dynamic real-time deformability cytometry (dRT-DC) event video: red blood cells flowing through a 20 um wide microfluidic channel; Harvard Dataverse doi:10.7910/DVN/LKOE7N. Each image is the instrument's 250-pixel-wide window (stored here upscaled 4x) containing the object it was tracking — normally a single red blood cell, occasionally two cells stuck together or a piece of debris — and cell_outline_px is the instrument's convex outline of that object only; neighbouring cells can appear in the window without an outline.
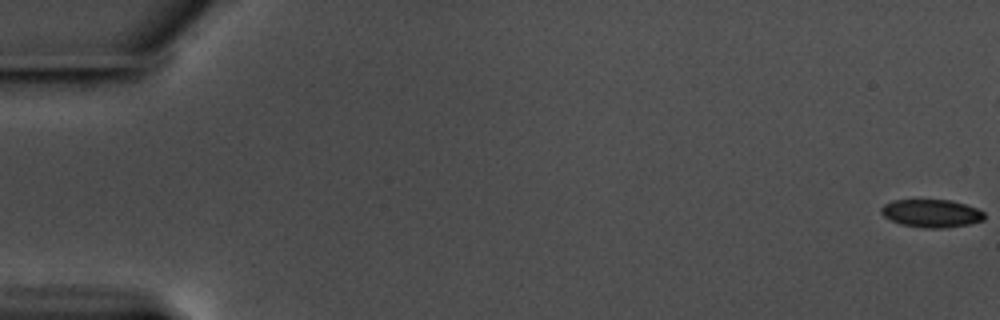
{"species": "common noctule bat (a hibernating species)", "species_latin": "Nyctalus noctula", "temperature_condition": "warm", "stored_images_in_passage": 57, "camera_frame_rate_fps": 3000, "um_per_image_px": 0.085, "animal": {"sex": "male", "body_mass_g": 17.5, "forearm_length_mm": 52.3}, "frame": {"image": 1, "passage_image": 1, "time_ms": 0.0, "image_size_px": [1000, 320], "cell_outline_px": [[984, 220], [968, 224], [944, 228], [924, 228], [900, 224], [884, 216], [880, 212], [880, 208], [884, 204], [892, 200], [952, 200], [976, 208], [984, 212]], "centroid_in_image_um": [79.15, 18.13], "position_along_channel_um": 5.8, "area_um2": 16.76}}
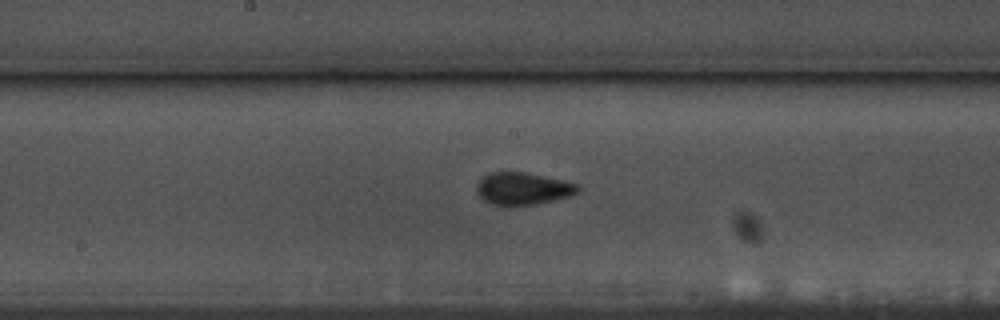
{"frame": {"image": 2, "passage_image": 32, "time_ms": 10.333, "image_size_px": [1000, 320], "cell_outline_px": [[580, 192], [568, 196], [536, 204], [516, 208], [508, 208], [492, 204], [484, 200], [476, 192], [476, 184], [484, 176], [492, 172], [524, 172], [560, 180], [576, 184], [580, 188]], "centroid_in_image_um": [44.39, 16.07], "position_along_channel_um": 203.8, "area_um2": 19.25}}
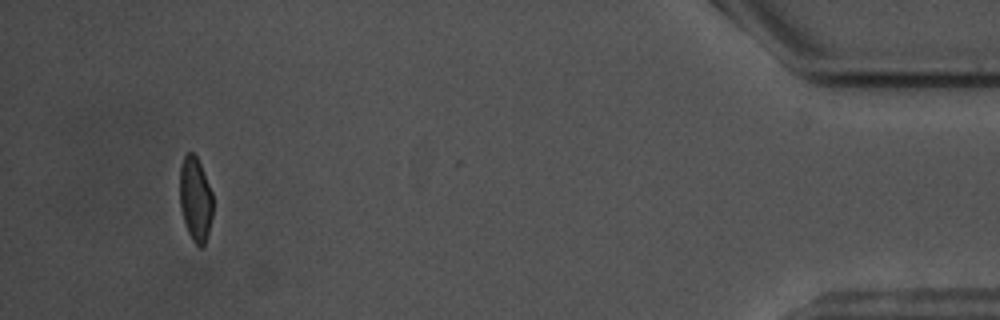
{"frame": {"image": 3, "passage_image": 56, "time_ms": 18.333, "image_size_px": [1000, 320], "cell_outline_px": [[212, 216], [208, 232], [204, 244], [200, 248], [192, 240], [188, 232], [180, 208], [180, 164], [184, 156], [188, 152], [192, 152], [196, 156], [200, 164], [212, 192]], "centroid_in_image_um": [16.6, 16.91], "position_along_channel_um": 418.6, "area_um2": 16.13}, "authors_computed_cell_mechanics": {"area_um2": 18.0914, "velocity_mm_per_s": 3.5569, "shape_relaxation_time_tau1_ms": 2.7649, "shape_relaxation_time_tau2_ms": 0.6333, "deformation_change_tau1": 0.1276, "deformation_change_tau2": 0.0749}}